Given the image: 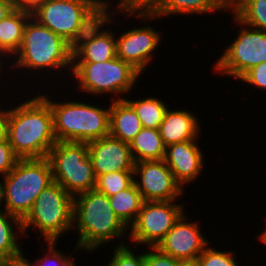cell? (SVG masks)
<instances>
[{"instance_id":"1","label":"cell","mask_w":266,"mask_h":266,"mask_svg":"<svg viewBox=\"0 0 266 266\" xmlns=\"http://www.w3.org/2000/svg\"><path fill=\"white\" fill-rule=\"evenodd\" d=\"M39 92L7 109V139L19 159L45 158L57 143L50 105Z\"/></svg>"},{"instance_id":"2","label":"cell","mask_w":266,"mask_h":266,"mask_svg":"<svg viewBox=\"0 0 266 266\" xmlns=\"http://www.w3.org/2000/svg\"><path fill=\"white\" fill-rule=\"evenodd\" d=\"M73 229L77 230L78 237L74 252L92 253L118 239L121 243L118 241L114 246H123L126 244L123 240L129 235V229L111 208L108 196L95 189L74 197Z\"/></svg>"},{"instance_id":"3","label":"cell","mask_w":266,"mask_h":266,"mask_svg":"<svg viewBox=\"0 0 266 266\" xmlns=\"http://www.w3.org/2000/svg\"><path fill=\"white\" fill-rule=\"evenodd\" d=\"M72 47L31 16L25 24L20 49L10 58L12 60L5 62L11 68L9 71L14 68L12 72L25 69L23 71L29 73L30 70L29 74L34 75V71L41 73L45 70V73L51 74L50 70H56L52 72L55 74L60 70L62 73L68 71V77L72 72Z\"/></svg>"},{"instance_id":"4","label":"cell","mask_w":266,"mask_h":266,"mask_svg":"<svg viewBox=\"0 0 266 266\" xmlns=\"http://www.w3.org/2000/svg\"><path fill=\"white\" fill-rule=\"evenodd\" d=\"M50 105L57 141L90 142L109 135L108 108L79 101H53L49 93H39ZM48 94V95H47ZM81 101V102H80Z\"/></svg>"},{"instance_id":"5","label":"cell","mask_w":266,"mask_h":266,"mask_svg":"<svg viewBox=\"0 0 266 266\" xmlns=\"http://www.w3.org/2000/svg\"><path fill=\"white\" fill-rule=\"evenodd\" d=\"M1 179L2 208L21 220L31 211L40 192L53 182L47 157L18 159Z\"/></svg>"},{"instance_id":"6","label":"cell","mask_w":266,"mask_h":266,"mask_svg":"<svg viewBox=\"0 0 266 266\" xmlns=\"http://www.w3.org/2000/svg\"><path fill=\"white\" fill-rule=\"evenodd\" d=\"M111 0H47L32 17L71 46L103 14Z\"/></svg>"},{"instance_id":"7","label":"cell","mask_w":266,"mask_h":266,"mask_svg":"<svg viewBox=\"0 0 266 266\" xmlns=\"http://www.w3.org/2000/svg\"><path fill=\"white\" fill-rule=\"evenodd\" d=\"M71 77L73 80L70 81H75L78 91L99 97L111 93L109 100L114 98L113 94L117 97L114 100H122L126 98L124 95L136 88L141 74L130 64L115 57L105 62H72Z\"/></svg>"},{"instance_id":"8","label":"cell","mask_w":266,"mask_h":266,"mask_svg":"<svg viewBox=\"0 0 266 266\" xmlns=\"http://www.w3.org/2000/svg\"><path fill=\"white\" fill-rule=\"evenodd\" d=\"M73 213L74 197L53 181L40 192L31 211L22 220L23 237L29 236L27 232L32 226L44 243L57 242L72 230Z\"/></svg>"},{"instance_id":"9","label":"cell","mask_w":266,"mask_h":266,"mask_svg":"<svg viewBox=\"0 0 266 266\" xmlns=\"http://www.w3.org/2000/svg\"><path fill=\"white\" fill-rule=\"evenodd\" d=\"M47 158L53 181L73 197L95 189L96 177L88 155V143L57 141Z\"/></svg>"},{"instance_id":"10","label":"cell","mask_w":266,"mask_h":266,"mask_svg":"<svg viewBox=\"0 0 266 266\" xmlns=\"http://www.w3.org/2000/svg\"><path fill=\"white\" fill-rule=\"evenodd\" d=\"M232 22L240 26L237 37L228 44L216 59L213 69L216 74L239 79L254 66L266 61V32L252 28L237 17Z\"/></svg>"},{"instance_id":"11","label":"cell","mask_w":266,"mask_h":266,"mask_svg":"<svg viewBox=\"0 0 266 266\" xmlns=\"http://www.w3.org/2000/svg\"><path fill=\"white\" fill-rule=\"evenodd\" d=\"M176 202L144 201L136 220L129 228L131 246L137 244L156 247L179 218L187 213L184 204Z\"/></svg>"},{"instance_id":"12","label":"cell","mask_w":266,"mask_h":266,"mask_svg":"<svg viewBox=\"0 0 266 266\" xmlns=\"http://www.w3.org/2000/svg\"><path fill=\"white\" fill-rule=\"evenodd\" d=\"M112 2L108 3L99 19L73 45L72 62H105L117 57V34L108 27H111V23L115 25V20H118L115 17L118 13V3L113 10Z\"/></svg>"},{"instance_id":"13","label":"cell","mask_w":266,"mask_h":266,"mask_svg":"<svg viewBox=\"0 0 266 266\" xmlns=\"http://www.w3.org/2000/svg\"><path fill=\"white\" fill-rule=\"evenodd\" d=\"M133 173L134 183L144 201H178L186 191L164 160L135 162Z\"/></svg>"},{"instance_id":"14","label":"cell","mask_w":266,"mask_h":266,"mask_svg":"<svg viewBox=\"0 0 266 266\" xmlns=\"http://www.w3.org/2000/svg\"><path fill=\"white\" fill-rule=\"evenodd\" d=\"M152 27L147 24L134 29L130 28L116 37L117 57L130 64L141 75L152 63L154 53L163 39L161 32Z\"/></svg>"},{"instance_id":"15","label":"cell","mask_w":266,"mask_h":266,"mask_svg":"<svg viewBox=\"0 0 266 266\" xmlns=\"http://www.w3.org/2000/svg\"><path fill=\"white\" fill-rule=\"evenodd\" d=\"M184 213L166 236L156 246L161 252L172 256L177 260L197 258L210 241L204 237L200 222H187Z\"/></svg>"},{"instance_id":"16","label":"cell","mask_w":266,"mask_h":266,"mask_svg":"<svg viewBox=\"0 0 266 266\" xmlns=\"http://www.w3.org/2000/svg\"><path fill=\"white\" fill-rule=\"evenodd\" d=\"M88 155L95 177L116 171H133V159L129 143L107 135L88 142Z\"/></svg>"},{"instance_id":"17","label":"cell","mask_w":266,"mask_h":266,"mask_svg":"<svg viewBox=\"0 0 266 266\" xmlns=\"http://www.w3.org/2000/svg\"><path fill=\"white\" fill-rule=\"evenodd\" d=\"M198 139L166 146L164 161L183 189L199 179L204 169L205 154Z\"/></svg>"},{"instance_id":"18","label":"cell","mask_w":266,"mask_h":266,"mask_svg":"<svg viewBox=\"0 0 266 266\" xmlns=\"http://www.w3.org/2000/svg\"><path fill=\"white\" fill-rule=\"evenodd\" d=\"M223 12V0H161L150 12L131 11L118 4V13L123 17L136 16L143 21L159 20L168 16L211 14L214 12ZM196 14V15H195Z\"/></svg>"},{"instance_id":"19","label":"cell","mask_w":266,"mask_h":266,"mask_svg":"<svg viewBox=\"0 0 266 266\" xmlns=\"http://www.w3.org/2000/svg\"><path fill=\"white\" fill-rule=\"evenodd\" d=\"M168 109L159 126L160 136L165 146L200 138L199 118L189 110Z\"/></svg>"},{"instance_id":"20","label":"cell","mask_w":266,"mask_h":266,"mask_svg":"<svg viewBox=\"0 0 266 266\" xmlns=\"http://www.w3.org/2000/svg\"><path fill=\"white\" fill-rule=\"evenodd\" d=\"M142 128L137 113L125 99L110 101L109 135L130 144Z\"/></svg>"},{"instance_id":"21","label":"cell","mask_w":266,"mask_h":266,"mask_svg":"<svg viewBox=\"0 0 266 266\" xmlns=\"http://www.w3.org/2000/svg\"><path fill=\"white\" fill-rule=\"evenodd\" d=\"M31 13L15 8L0 21V56L10 60L20 49L23 31Z\"/></svg>"},{"instance_id":"22","label":"cell","mask_w":266,"mask_h":266,"mask_svg":"<svg viewBox=\"0 0 266 266\" xmlns=\"http://www.w3.org/2000/svg\"><path fill=\"white\" fill-rule=\"evenodd\" d=\"M22 235V220L0 208V262L23 258L22 243H18Z\"/></svg>"},{"instance_id":"23","label":"cell","mask_w":266,"mask_h":266,"mask_svg":"<svg viewBox=\"0 0 266 266\" xmlns=\"http://www.w3.org/2000/svg\"><path fill=\"white\" fill-rule=\"evenodd\" d=\"M129 145L135 162L164 160L166 146L159 129L143 127Z\"/></svg>"},{"instance_id":"24","label":"cell","mask_w":266,"mask_h":266,"mask_svg":"<svg viewBox=\"0 0 266 266\" xmlns=\"http://www.w3.org/2000/svg\"><path fill=\"white\" fill-rule=\"evenodd\" d=\"M108 199L116 216L129 229L136 220L144 202L135 183L125 190L119 191L112 196H108Z\"/></svg>"},{"instance_id":"25","label":"cell","mask_w":266,"mask_h":266,"mask_svg":"<svg viewBox=\"0 0 266 266\" xmlns=\"http://www.w3.org/2000/svg\"><path fill=\"white\" fill-rule=\"evenodd\" d=\"M125 98V100L134 108L142 126L145 128L159 129L161 122L163 121L166 110L168 109L167 104L158 97L146 96L136 100L134 98ZM163 101V102H162Z\"/></svg>"},{"instance_id":"26","label":"cell","mask_w":266,"mask_h":266,"mask_svg":"<svg viewBox=\"0 0 266 266\" xmlns=\"http://www.w3.org/2000/svg\"><path fill=\"white\" fill-rule=\"evenodd\" d=\"M133 183V171H116L97 176L95 190L106 196H112L129 188Z\"/></svg>"},{"instance_id":"27","label":"cell","mask_w":266,"mask_h":266,"mask_svg":"<svg viewBox=\"0 0 266 266\" xmlns=\"http://www.w3.org/2000/svg\"><path fill=\"white\" fill-rule=\"evenodd\" d=\"M58 241H47L46 243V252L42 255V257L35 258L33 262L31 259H27L25 253L23 258L28 262L30 266H76L77 264L74 261V257L71 255H66L61 250L59 251L56 246Z\"/></svg>"},{"instance_id":"28","label":"cell","mask_w":266,"mask_h":266,"mask_svg":"<svg viewBox=\"0 0 266 266\" xmlns=\"http://www.w3.org/2000/svg\"><path fill=\"white\" fill-rule=\"evenodd\" d=\"M236 17L244 24L266 32V0H254Z\"/></svg>"},{"instance_id":"29","label":"cell","mask_w":266,"mask_h":266,"mask_svg":"<svg viewBox=\"0 0 266 266\" xmlns=\"http://www.w3.org/2000/svg\"><path fill=\"white\" fill-rule=\"evenodd\" d=\"M114 254L109 263L105 266H145V251L136 254L133 246L129 247V244L123 246H115Z\"/></svg>"},{"instance_id":"30","label":"cell","mask_w":266,"mask_h":266,"mask_svg":"<svg viewBox=\"0 0 266 266\" xmlns=\"http://www.w3.org/2000/svg\"><path fill=\"white\" fill-rule=\"evenodd\" d=\"M234 252L215 250L214 247H206L198 256L201 266H239Z\"/></svg>"},{"instance_id":"31","label":"cell","mask_w":266,"mask_h":266,"mask_svg":"<svg viewBox=\"0 0 266 266\" xmlns=\"http://www.w3.org/2000/svg\"><path fill=\"white\" fill-rule=\"evenodd\" d=\"M239 80L258 90H266V61L248 70Z\"/></svg>"},{"instance_id":"32","label":"cell","mask_w":266,"mask_h":266,"mask_svg":"<svg viewBox=\"0 0 266 266\" xmlns=\"http://www.w3.org/2000/svg\"><path fill=\"white\" fill-rule=\"evenodd\" d=\"M145 266H179V260L161 252L156 247H147Z\"/></svg>"},{"instance_id":"33","label":"cell","mask_w":266,"mask_h":266,"mask_svg":"<svg viewBox=\"0 0 266 266\" xmlns=\"http://www.w3.org/2000/svg\"><path fill=\"white\" fill-rule=\"evenodd\" d=\"M18 159L9 142H0V177L10 173Z\"/></svg>"},{"instance_id":"34","label":"cell","mask_w":266,"mask_h":266,"mask_svg":"<svg viewBox=\"0 0 266 266\" xmlns=\"http://www.w3.org/2000/svg\"><path fill=\"white\" fill-rule=\"evenodd\" d=\"M161 0H119L118 4L125 9L139 12H150Z\"/></svg>"},{"instance_id":"35","label":"cell","mask_w":266,"mask_h":266,"mask_svg":"<svg viewBox=\"0 0 266 266\" xmlns=\"http://www.w3.org/2000/svg\"><path fill=\"white\" fill-rule=\"evenodd\" d=\"M254 0H223V11L232 13V17H236L245 7Z\"/></svg>"},{"instance_id":"36","label":"cell","mask_w":266,"mask_h":266,"mask_svg":"<svg viewBox=\"0 0 266 266\" xmlns=\"http://www.w3.org/2000/svg\"><path fill=\"white\" fill-rule=\"evenodd\" d=\"M47 0H15V7L20 10L33 13Z\"/></svg>"},{"instance_id":"37","label":"cell","mask_w":266,"mask_h":266,"mask_svg":"<svg viewBox=\"0 0 266 266\" xmlns=\"http://www.w3.org/2000/svg\"><path fill=\"white\" fill-rule=\"evenodd\" d=\"M3 107H0V142H8V115L7 109Z\"/></svg>"},{"instance_id":"38","label":"cell","mask_w":266,"mask_h":266,"mask_svg":"<svg viewBox=\"0 0 266 266\" xmlns=\"http://www.w3.org/2000/svg\"><path fill=\"white\" fill-rule=\"evenodd\" d=\"M13 0H0V21L15 9Z\"/></svg>"},{"instance_id":"39","label":"cell","mask_w":266,"mask_h":266,"mask_svg":"<svg viewBox=\"0 0 266 266\" xmlns=\"http://www.w3.org/2000/svg\"><path fill=\"white\" fill-rule=\"evenodd\" d=\"M179 266H201L199 258L179 260Z\"/></svg>"},{"instance_id":"40","label":"cell","mask_w":266,"mask_h":266,"mask_svg":"<svg viewBox=\"0 0 266 266\" xmlns=\"http://www.w3.org/2000/svg\"><path fill=\"white\" fill-rule=\"evenodd\" d=\"M3 266H30V265L28 264V262L24 258H21L19 260H15V261L3 262Z\"/></svg>"},{"instance_id":"41","label":"cell","mask_w":266,"mask_h":266,"mask_svg":"<svg viewBox=\"0 0 266 266\" xmlns=\"http://www.w3.org/2000/svg\"><path fill=\"white\" fill-rule=\"evenodd\" d=\"M5 60H3L2 58H1V56H0V75H1V77L0 78H3L4 76H5V71H6V76H10V73H8L9 71H7L4 67H8V66H6V64L7 63H5L4 62ZM5 65V66H4ZM5 69V70H4ZM4 70V71H3ZM3 72V73H2ZM3 76V77H2Z\"/></svg>"},{"instance_id":"42","label":"cell","mask_w":266,"mask_h":266,"mask_svg":"<svg viewBox=\"0 0 266 266\" xmlns=\"http://www.w3.org/2000/svg\"><path fill=\"white\" fill-rule=\"evenodd\" d=\"M266 221V220H265ZM265 229H263V232L261 231V234L258 235V238L260 240V243H264V245H266V224H265Z\"/></svg>"},{"instance_id":"43","label":"cell","mask_w":266,"mask_h":266,"mask_svg":"<svg viewBox=\"0 0 266 266\" xmlns=\"http://www.w3.org/2000/svg\"><path fill=\"white\" fill-rule=\"evenodd\" d=\"M2 207V193H1V180H0V208Z\"/></svg>"}]
</instances>
